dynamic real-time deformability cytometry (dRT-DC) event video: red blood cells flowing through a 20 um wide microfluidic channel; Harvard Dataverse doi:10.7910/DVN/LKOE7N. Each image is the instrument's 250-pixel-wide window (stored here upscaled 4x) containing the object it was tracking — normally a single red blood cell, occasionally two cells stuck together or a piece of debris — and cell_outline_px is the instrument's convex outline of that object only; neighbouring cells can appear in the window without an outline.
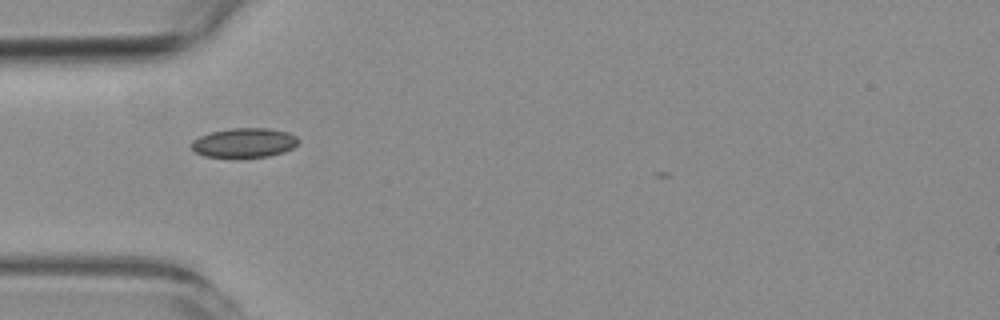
{"species": "common noctule bat (a hibernating species)", "species_latin": "Nyctalus noctula", "temperature_condition": "room temperature", "stored_images_in_passage": 6, "camera_frame_rate_fps": 3000, "um_per_image_px": 0.085, "animal": {"sex": "female", "body_mass_g": 19.3, "forearm_length_mm": 54.1}, "frame": {"image": 1, "passage_image": 1, "time_ms": 0.0, "image_size_px": [1000, 320], "cell_outline_px": [[300, 140], [292, 148], [284, 152], [268, 156], [240, 160], [204, 156], [196, 152], [192, 148], [192, 140], [208, 132], [232, 128], [268, 128], [288, 132], [296, 136]], "centroid_in_image_um": [20.74, 12.17], "position_along_channel_um": 64.3, "area_um2": 19.02}}
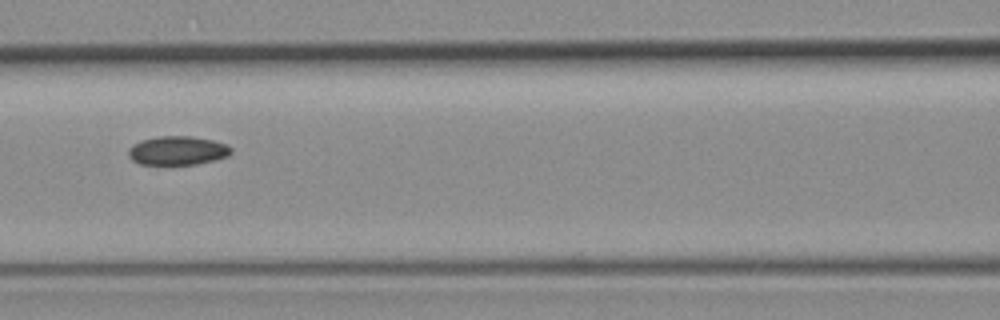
{"frame": {"image": 2, "passage_image": 3, "time_ms": 2.333, "image_size_px": [1000, 320], "cell_outline_px": [[232, 152], [228, 156], [216, 160], [196, 164], [140, 164], [132, 160], [128, 156], [128, 148], [132, 144], [140, 140], [160, 136], [192, 136], [212, 140], [228, 144], [232, 148]], "centroid_in_image_um": [15.1, 12.79], "position_along_channel_um": 151.5, "area_um2": 17.46}}
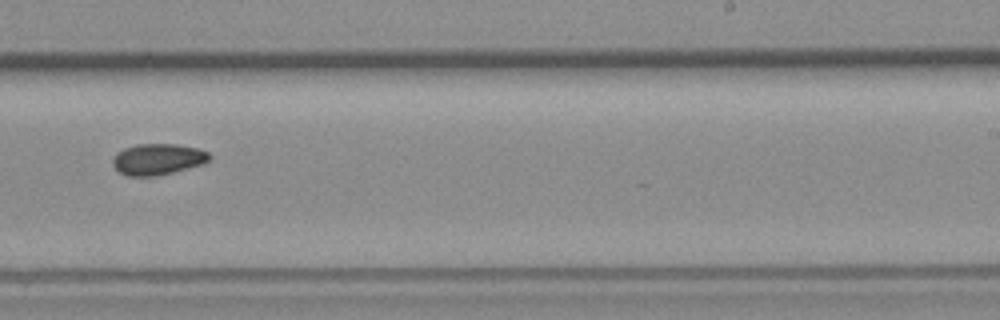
{"frame": {"image": 3, "passage_image": 6, "time_ms": 5.667, "image_size_px": [1000, 320], "cell_outline_px": [[212, 156], [204, 164], [156, 176], [128, 176], [120, 172], [112, 164], [112, 160], [116, 152], [124, 148], [136, 144], [176, 144], [196, 148], [208, 152]], "centroid_in_image_um": [13.4, 13.53], "position_along_channel_um": 275.6, "area_um2": 17.57}}